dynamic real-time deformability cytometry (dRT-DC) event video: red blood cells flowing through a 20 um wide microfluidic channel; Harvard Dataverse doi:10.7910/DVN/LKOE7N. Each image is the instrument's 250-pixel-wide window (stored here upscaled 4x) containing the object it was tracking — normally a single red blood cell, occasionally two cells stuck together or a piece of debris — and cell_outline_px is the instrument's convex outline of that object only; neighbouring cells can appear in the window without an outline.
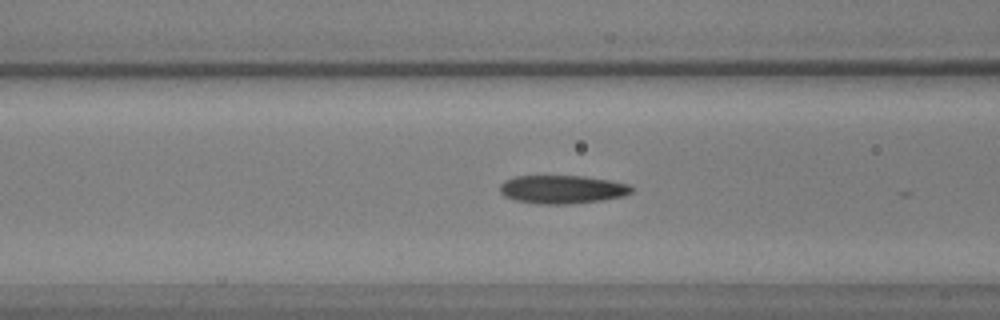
{"species": "common noctule bat (a hibernating species)", "species_latin": "Nyctalus noctula", "temperature_condition": "warm", "stored_images_in_passage": 30, "camera_frame_rate_fps": 3000, "um_per_image_px": 0.085, "animal": {"sex": "male", "body_mass_g": 17.9, "forearm_length_mm": 54.2}, "frame": {"image": 1, "passage_image": 20, "time_ms": 6.333, "image_size_px": [1000, 320], "cell_outline_px": [[632, 192], [624, 196], [600, 200], [568, 204], [540, 204], [516, 200], [504, 196], [500, 192], [500, 184], [504, 180], [516, 176], [584, 176], [608, 180], [628, 184], [632, 188]], "centroid_in_image_um": [47.76, 16.09], "position_along_channel_um": 118.8, "area_um2": 21.62}}
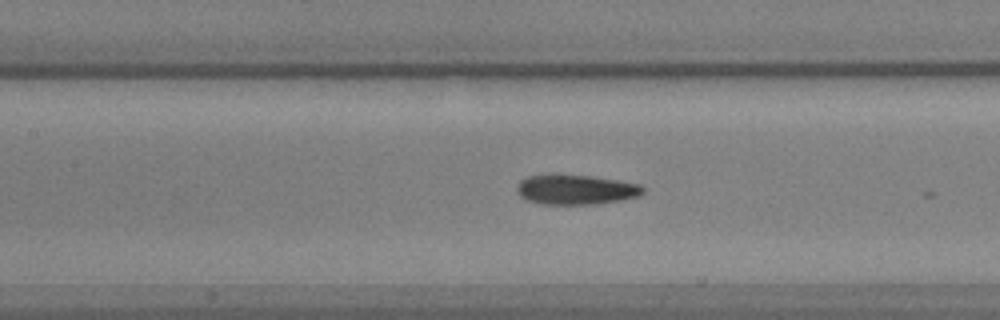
{"frame": {"image": 2, "passage_image": 23, "time_ms": 7.333, "image_size_px": [1000, 320], "cell_outline_px": [[644, 192], [640, 196], [624, 200], [592, 204], [544, 204], [528, 200], [520, 196], [516, 192], [516, 188], [520, 180], [528, 176], [548, 172], [556, 172], [592, 176], [640, 184], [644, 188]], "centroid_in_image_um": [48.91, 16.08], "position_along_channel_um": 158.5, "area_um2": 22.6}}
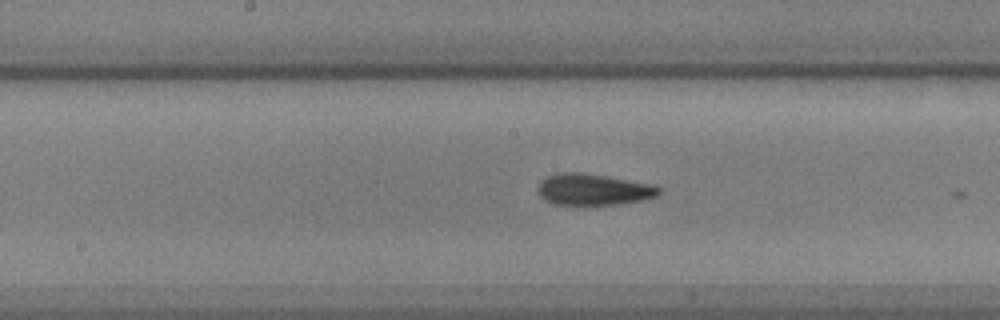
{"frame": {"image": 3, "passage_image": 26, "time_ms": 8.333, "image_size_px": [1000, 320], "cell_outline_px": [[660, 192], [656, 196], [640, 200], [620, 204], [584, 208], [552, 204], [544, 200], [540, 196], [536, 188], [540, 180], [544, 176], [556, 172], [580, 172], [656, 184], [660, 188]], "centroid_in_image_um": [50.35, 16.14], "position_along_channel_um": 197.8, "area_um2": 23.35}}